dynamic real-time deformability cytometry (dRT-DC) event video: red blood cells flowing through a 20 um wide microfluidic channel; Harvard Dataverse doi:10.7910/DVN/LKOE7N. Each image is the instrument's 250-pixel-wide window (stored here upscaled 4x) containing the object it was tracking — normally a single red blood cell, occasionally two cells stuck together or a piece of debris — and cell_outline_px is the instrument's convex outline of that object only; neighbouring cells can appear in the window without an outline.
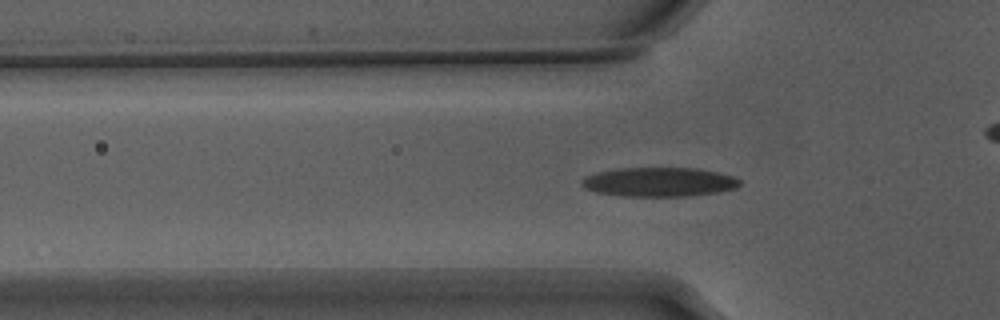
{"species": "Egyptian fruit bat (a non-hibernating species)", "species_latin": "Rousettus aegyptiacus", "temperature_condition": "warm", "stored_images_in_passage": 49, "camera_frame_rate_fps": 3000, "um_per_image_px": 0.085, "animal": {"sex": "male"}, "frame": {"image": 1, "passage_image": 12, "time_ms": 3.667, "image_size_px": [1000, 320], "cell_outline_px": [[744, 184], [736, 188], [720, 192], [688, 196], [624, 196], [596, 192], [580, 184], [580, 180], [584, 176], [596, 172], [620, 168], [696, 168], [736, 176]], "centroid_in_image_um": [56.07, 15.47], "position_along_channel_um": 69.7, "area_um2": 27.11}}
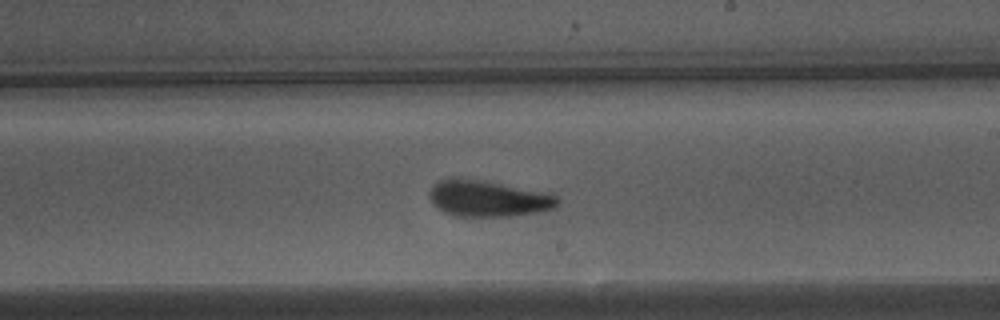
{"frame": {"image": 2, "passage_image": 26, "time_ms": 8.333, "image_size_px": [1000, 320], "cell_outline_px": [[560, 204], [556, 208], [540, 212], [508, 216], [456, 216], [444, 212], [432, 204], [428, 196], [428, 192], [432, 184], [448, 176], [456, 176], [552, 192], [560, 200]], "centroid_in_image_um": [41.49, 16.85], "position_along_channel_um": 247.5, "area_um2": 27.86}}
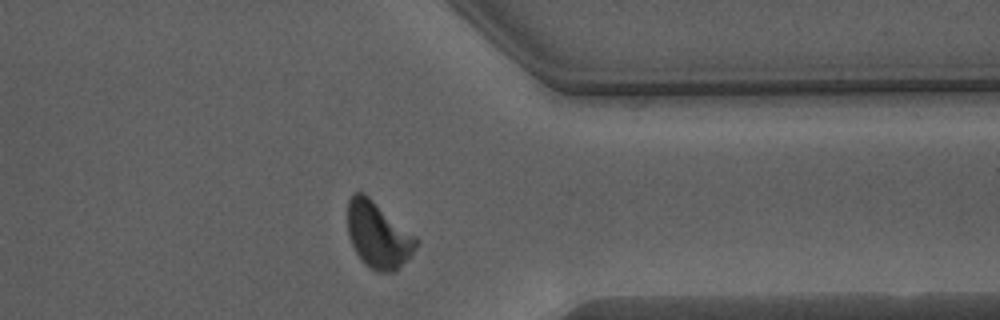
{"frame": {"image": 3, "passage_image": 37, "time_ms": 12.0, "image_size_px": [1000, 320], "cell_outline_px": [[420, 240], [412, 252], [392, 272], [376, 272], [364, 264], [356, 252], [348, 236], [348, 200], [356, 192], [364, 192], [416, 236]], "centroid_in_image_um": [32.12, 19.95], "position_along_channel_um": 379.3, "area_um2": 26.07}, "authors_computed_cell_mechanics": {"area_um2": 26.0678, "velocity_mm_per_s": 3.8121, "shape_relaxation_time_tau1_ms": 2.9404, "shape_relaxation_time_tau2_ms": 1.999, "deformation_change_tau1": 0.1384, "deformation_change_tau2": 0.0896}}